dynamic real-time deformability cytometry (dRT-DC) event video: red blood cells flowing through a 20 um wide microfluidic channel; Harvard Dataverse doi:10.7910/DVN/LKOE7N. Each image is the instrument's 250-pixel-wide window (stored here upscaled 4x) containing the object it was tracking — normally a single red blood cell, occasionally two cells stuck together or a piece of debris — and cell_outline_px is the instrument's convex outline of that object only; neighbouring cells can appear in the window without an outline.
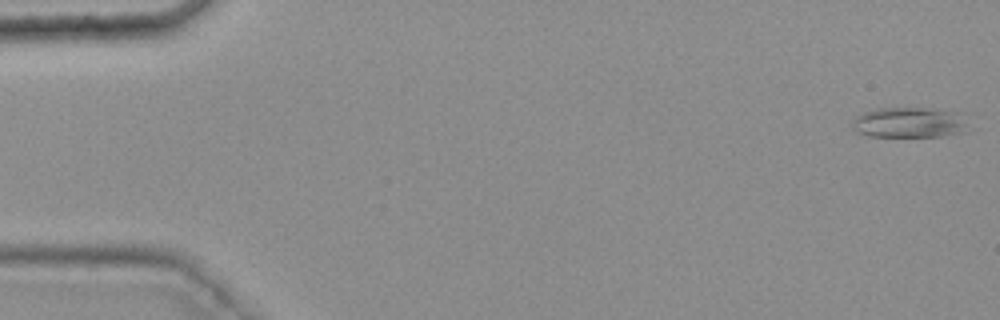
{"species": "common noctule bat (a hibernating species)", "species_latin": "Nyctalus noctula", "temperature_condition": "warm", "stored_images_in_passage": 50, "camera_frame_rate_fps": 3000, "um_per_image_px": 0.085, "animal": {"sex": "female", "body_mass_g": 25.1}, "frame": {"image": 1, "passage_image": 2, "time_ms": 0.333, "image_size_px": [1000, 320], "cell_outline_px": [[968, 132], [944, 136], [868, 136], [856, 132], [852, 128], [852, 120], [856, 116], [864, 112], [880, 108], [924, 108], [960, 112]], "centroid_in_image_um": [77.27, 10.42], "position_along_channel_um": 7.7, "area_um2": 20.58}}
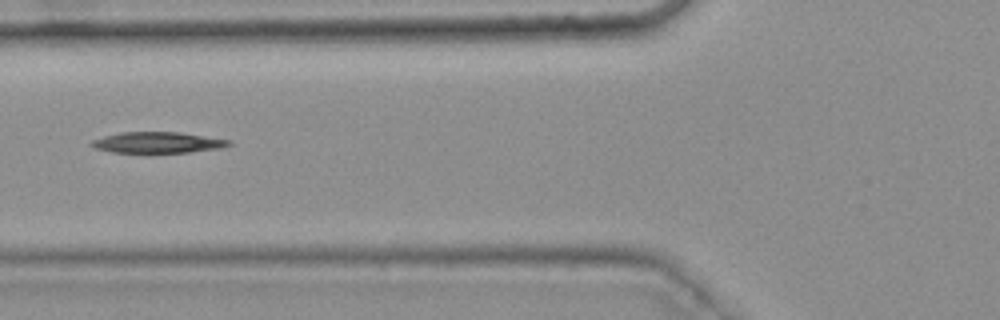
{"frame": {"image": 2, "passage_image": 22, "time_ms": 7.0, "image_size_px": [1000, 320], "cell_outline_px": [[232, 144], [220, 148], [188, 152], [112, 152], [92, 148], [88, 144], [92, 140], [104, 136], [120, 132], [180, 132], [232, 140]], "centroid_in_image_um": [13.37, 12.1], "position_along_channel_um": 112.4, "area_um2": 16.82}}
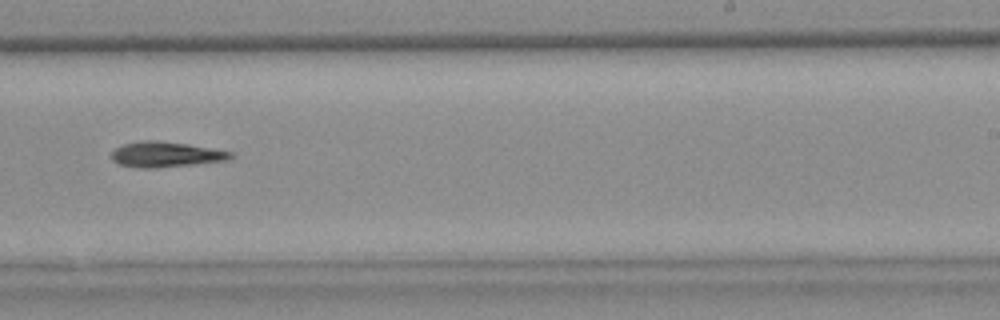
{"frame": {"image": 3, "passage_image": 35, "time_ms": 11.333, "image_size_px": [1000, 320], "cell_outline_px": [[232, 156], [228, 160], [156, 168], [144, 168], [120, 164], [112, 160], [112, 152], [116, 148], [124, 144], [140, 140], [156, 140], [188, 144], [232, 152]], "centroid_in_image_um": [14.07, 13.12], "position_along_channel_um": 274.9, "area_um2": 17.34}, "authors_computed_cell_mechanics": {"area_um2": 17.3978, "velocity_mm_per_s": 3.7572, "shape_relaxation_time_tau1_ms": 10.0237, "shape_relaxation_time_tau2_ms": null, "deformation_change_tau1": 0.1712, "deformation_change_tau2": null}}